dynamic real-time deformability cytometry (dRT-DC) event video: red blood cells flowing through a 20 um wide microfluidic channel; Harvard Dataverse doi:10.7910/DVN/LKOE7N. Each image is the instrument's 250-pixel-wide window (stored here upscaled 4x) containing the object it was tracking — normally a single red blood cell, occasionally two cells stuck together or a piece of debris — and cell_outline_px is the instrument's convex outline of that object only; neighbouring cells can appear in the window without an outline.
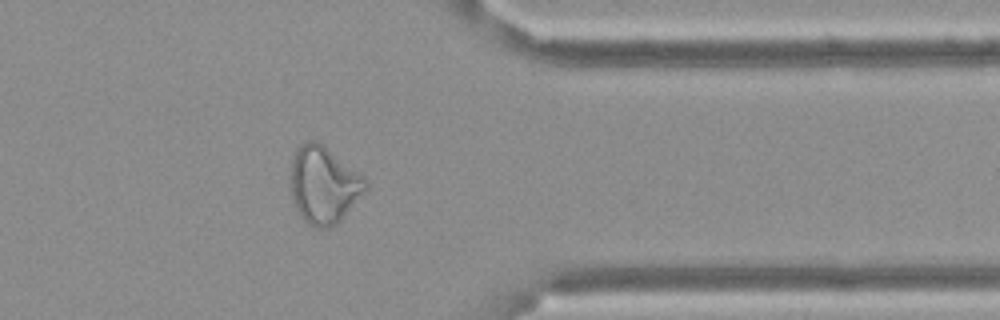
{"species": "Egyptian fruit bat (a non-hibernating species)", "species_latin": "Rousettus aegyptiacus", "temperature_condition": "cold", "stored_images_in_passage": 59, "camera_frame_rate_fps": 3000, "um_per_image_px": 0.085, "frame": {"image": 1, "passage_image": 48, "time_ms": 15.667, "image_size_px": [1000, 320], "cell_outline_px": [[368, 188], [340, 220], [336, 224], [328, 228], [316, 228], [304, 224], [296, 208], [288, 188], [288, 184], [292, 160], [296, 148], [304, 140], [316, 140], [324, 144], [364, 176], [368, 180]], "centroid_in_image_um": [27.47, 15.7], "position_along_channel_um": 383.9, "area_um2": 34.56}}
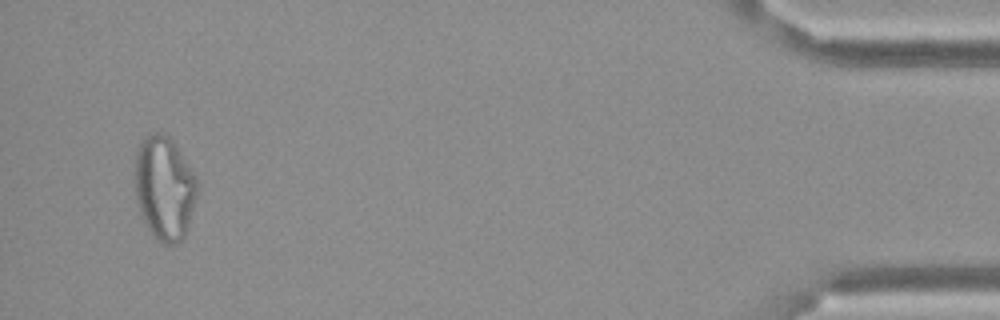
{"frame": {"image": 2, "passage_image": 57, "time_ms": 18.667, "image_size_px": [1000, 320], "cell_outline_px": [[196, 192], [188, 224], [184, 236], [176, 244], [164, 244], [156, 240], [152, 236], [144, 224], [136, 200], [136, 152], [140, 144], [148, 132], [160, 132], [168, 136], [172, 140], [196, 176]], "centroid_in_image_um": [13.94, 15.99], "position_along_channel_um": 421.3, "area_um2": 37.28}}